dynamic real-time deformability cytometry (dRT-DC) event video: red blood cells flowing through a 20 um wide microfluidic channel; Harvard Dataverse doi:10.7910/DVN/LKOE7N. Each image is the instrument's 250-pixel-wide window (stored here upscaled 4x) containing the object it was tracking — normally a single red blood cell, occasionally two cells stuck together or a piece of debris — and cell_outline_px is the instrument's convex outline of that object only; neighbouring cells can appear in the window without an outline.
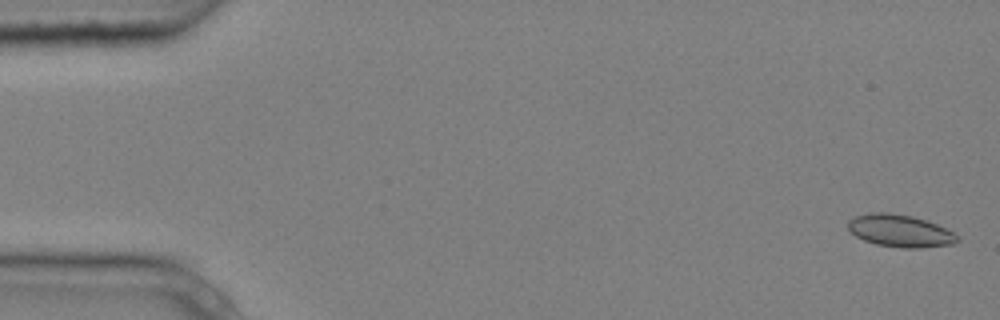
{"species": "common noctule bat (a hibernating species)", "species_latin": "Nyctalus noctula", "temperature_condition": "cold", "stored_images_in_passage": 4, "camera_frame_rate_fps": 3000, "um_per_image_px": 0.085, "animal": {"sex": "male", "body_mass_g": 20.4}, "frame": {"image": 1, "passage_image": 1, "time_ms": 0.0, "image_size_px": [1000, 320], "cell_outline_px": [[960, 240], [952, 244], [920, 248], [904, 248], [876, 244], [864, 240], [856, 236], [848, 228], [848, 220], [856, 216], [868, 212], [888, 212], [912, 216], [936, 224], [960, 236]], "centroid_in_image_um": [76.5, 19.62], "position_along_channel_um": 8.5, "area_um2": 20.52}}
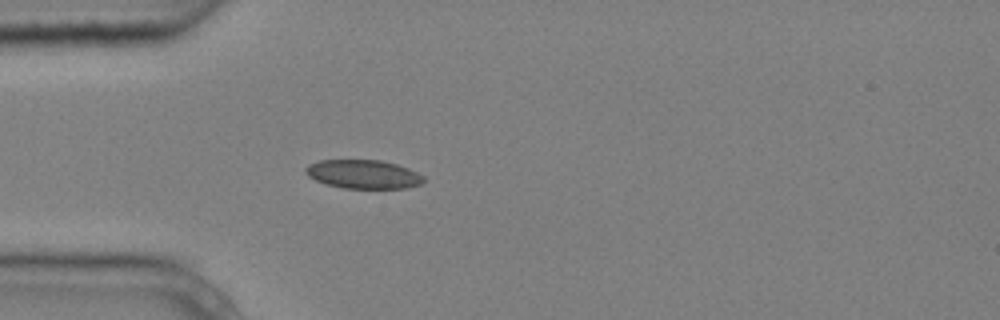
{"frame": {"image": 2, "passage_image": 4, "time_ms": 1.0, "image_size_px": [1000, 320], "cell_outline_px": [[424, 180], [420, 184], [404, 188], [344, 188], [328, 184], [316, 180], [308, 176], [304, 172], [304, 168], [308, 164], [320, 160], [380, 160], [396, 164], [408, 168], [424, 176]], "centroid_in_image_um": [30.86, 14.8], "position_along_channel_um": 54.1, "area_um2": 19.65}}